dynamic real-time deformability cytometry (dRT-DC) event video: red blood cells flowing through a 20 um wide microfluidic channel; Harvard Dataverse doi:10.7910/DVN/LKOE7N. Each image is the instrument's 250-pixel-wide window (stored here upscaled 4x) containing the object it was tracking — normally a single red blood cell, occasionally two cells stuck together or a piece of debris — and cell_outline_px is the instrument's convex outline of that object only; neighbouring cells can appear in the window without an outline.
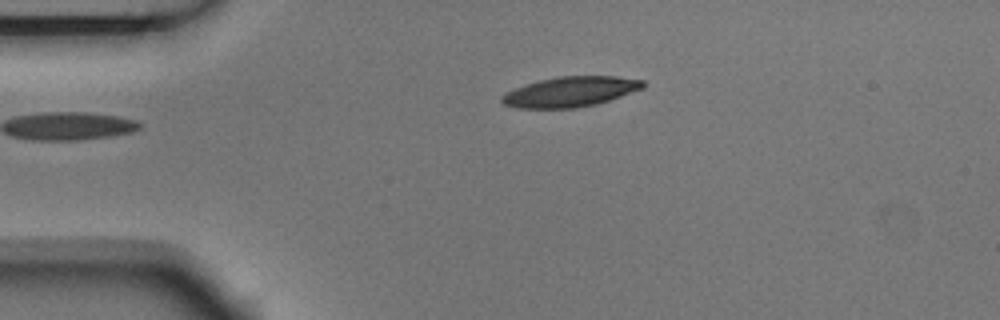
{"species": "Egyptian fruit bat (a non-hibernating species)", "species_latin": "Rousettus aegyptiacus", "temperature_condition": "room temperature", "stored_images_in_passage": 4, "camera_frame_rate_fps": 3000, "um_per_image_px": 0.085, "animal": {"sex": "male"}, "frame": {"image": 1, "passage_image": 4, "time_ms": 1.0, "image_size_px": [1000, 320], "cell_outline_px": [[644, 88], [596, 104], [576, 108], [520, 108], [504, 104], [500, 100], [500, 96], [516, 88], [540, 80], [560, 76], [616, 76], [644, 80]], "centroid_in_image_um": [48.5, 7.8], "position_along_channel_um": 36.5, "area_um2": 24.51}}